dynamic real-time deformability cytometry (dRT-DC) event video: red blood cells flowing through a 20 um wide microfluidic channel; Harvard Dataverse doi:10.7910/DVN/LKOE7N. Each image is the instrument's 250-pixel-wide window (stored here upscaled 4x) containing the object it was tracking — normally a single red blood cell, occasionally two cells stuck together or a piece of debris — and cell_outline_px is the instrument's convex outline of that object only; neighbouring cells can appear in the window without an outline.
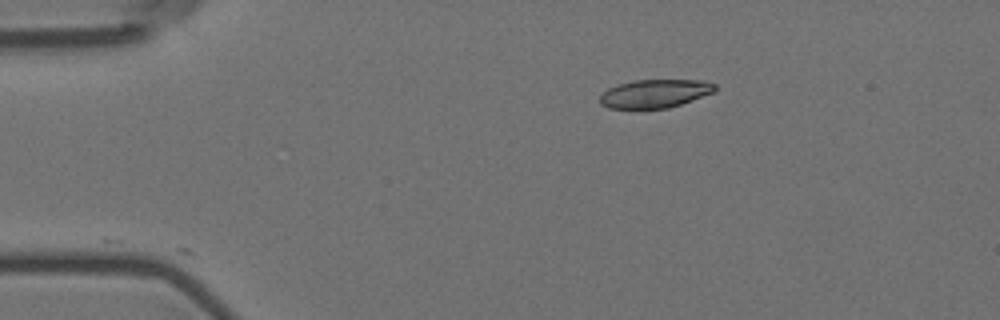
{"species": "Egyptian fruit bat (a non-hibernating species)", "species_latin": "Rousettus aegyptiacus", "temperature_condition": "room temperature", "stored_images_in_passage": 4, "camera_frame_rate_fps": 3000, "um_per_image_px": 0.085, "animal": {"sex": "female"}, "frame": {"image": 1, "passage_image": 1, "time_ms": 0.0, "image_size_px": [1000, 320], "cell_outline_px": [[716, 92], [668, 108], [608, 108], [600, 104], [600, 96], [608, 88], [620, 84], [636, 80], [704, 80], [716, 84]], "centroid_in_image_um": [55.7, 7.95], "position_along_channel_um": 29.3, "area_um2": 18.96}}
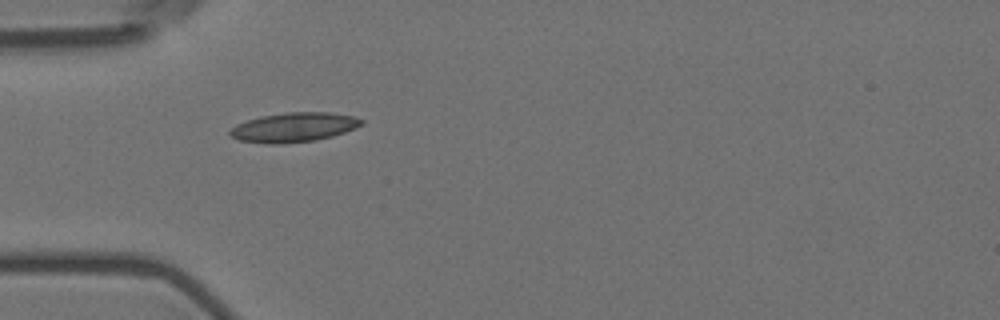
{"frame": {"image": 2, "passage_image": 3, "time_ms": 0.667, "image_size_px": [1000, 320], "cell_outline_px": [[364, 124], [344, 132], [332, 136], [316, 140], [280, 144], [268, 144], [240, 140], [232, 136], [228, 132], [236, 124], [260, 116], [284, 112], [328, 112], [352, 116], [364, 120]], "centroid_in_image_um": [24.98, 10.81], "position_along_channel_um": 60.0, "area_um2": 22.48}}
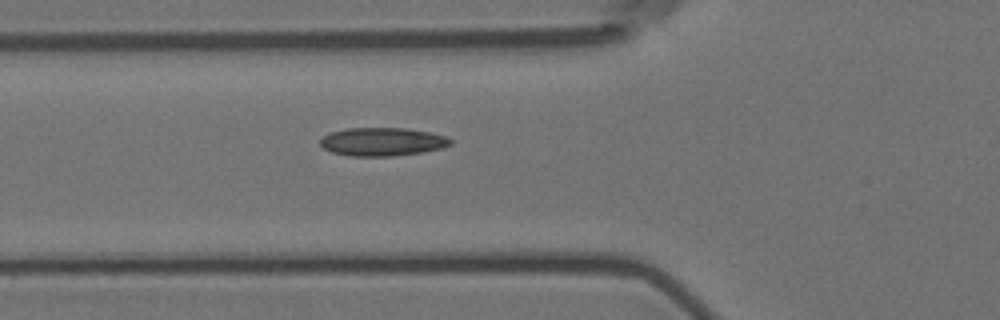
{"frame": {"image": 3, "passage_image": 4, "time_ms": 1.0, "image_size_px": [1000, 320], "cell_outline_px": [[452, 144], [440, 148], [420, 152], [392, 156], [348, 156], [332, 152], [324, 148], [320, 144], [320, 140], [324, 136], [332, 132], [348, 128], [404, 128], [428, 132], [444, 136], [452, 140]], "centroid_in_image_um": [32.47, 12.05], "position_along_channel_um": 93.3, "area_um2": 21.21}}